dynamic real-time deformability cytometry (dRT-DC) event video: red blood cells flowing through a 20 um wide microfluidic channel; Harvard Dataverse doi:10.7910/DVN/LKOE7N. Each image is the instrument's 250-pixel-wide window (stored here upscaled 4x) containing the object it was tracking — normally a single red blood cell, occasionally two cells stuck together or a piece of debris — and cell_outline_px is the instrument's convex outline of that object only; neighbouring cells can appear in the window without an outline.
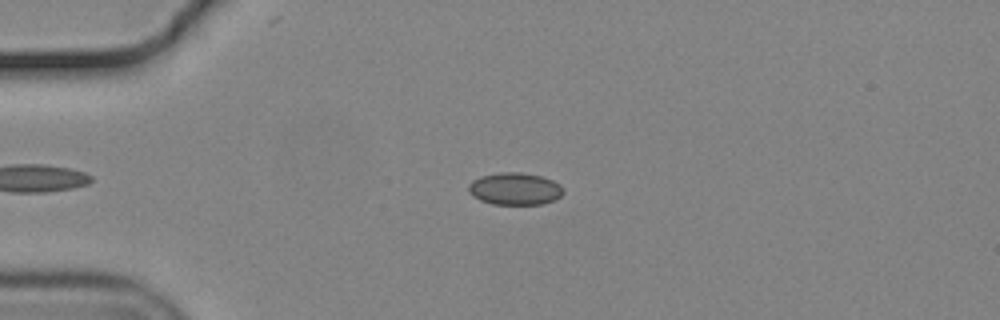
{"species": "common noctule bat (a hibernating species)", "species_latin": "Nyctalus noctula", "temperature_condition": "cold", "stored_images_in_passage": 46, "camera_frame_rate_fps": 3000, "um_per_image_px": 0.085, "animal": {"sex": "male", "body_mass_g": 19.2, "forearm_length_mm": 51.8}, "frame": {"image": 1, "passage_image": 9, "time_ms": 2.667, "image_size_px": [1000, 320], "cell_outline_px": [[564, 192], [556, 200], [544, 204], [492, 204], [480, 200], [472, 196], [468, 192], [468, 184], [472, 180], [480, 176], [500, 172], [520, 172], [540, 176], [552, 180], [560, 184], [564, 188]], "centroid_in_image_um": [43.76, 16.05], "position_along_channel_um": 41.2, "area_um2": 18.03}}
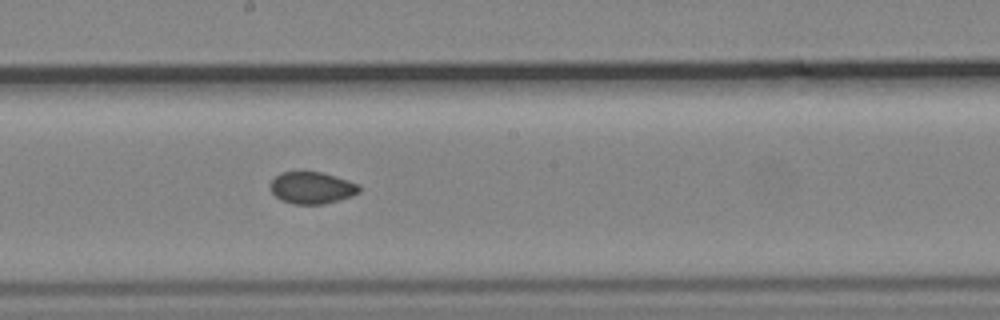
{"frame": {"image": 2, "passage_image": 26, "time_ms": 8.333, "image_size_px": [1000, 320], "cell_outline_px": [[360, 192], [352, 196], [324, 204], [292, 204], [280, 200], [272, 192], [268, 184], [280, 172], [320, 172], [336, 176], [360, 184]], "centroid_in_image_um": [26.51, 15.97], "position_along_channel_um": 221.7, "area_um2": 16.65}}
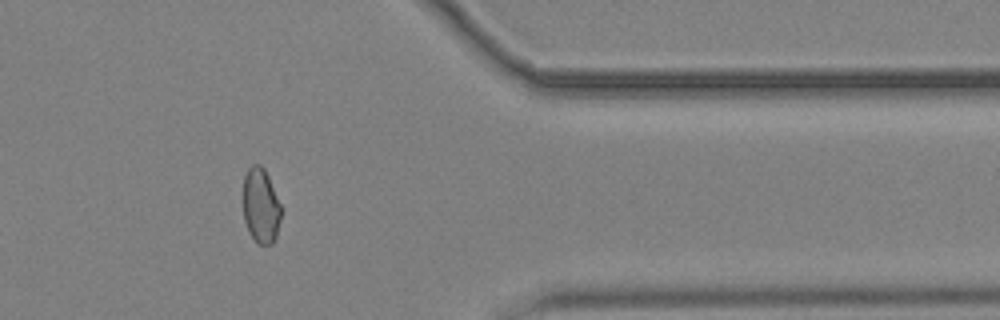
{"frame": {"image": 3, "passage_image": 41, "time_ms": 13.333, "image_size_px": [1000, 320], "cell_outline_px": [[284, 208], [276, 236], [272, 244], [260, 244], [248, 232], [244, 220], [244, 176], [248, 168], [252, 164], [260, 164], [264, 168]], "centroid_in_image_um": [22.21, 17.47], "position_along_channel_um": 389.2, "area_um2": 16.88}, "authors_computed_cell_mechanics": {"area_um2": 17.3978, "velocity_mm_per_s": 3.7087, "shape_relaxation_time_tau1_ms": null, "shape_relaxation_time_tau2_ms": 2.1454, "deformation_change_tau1": null, "deformation_change_tau2": 0.0421}}